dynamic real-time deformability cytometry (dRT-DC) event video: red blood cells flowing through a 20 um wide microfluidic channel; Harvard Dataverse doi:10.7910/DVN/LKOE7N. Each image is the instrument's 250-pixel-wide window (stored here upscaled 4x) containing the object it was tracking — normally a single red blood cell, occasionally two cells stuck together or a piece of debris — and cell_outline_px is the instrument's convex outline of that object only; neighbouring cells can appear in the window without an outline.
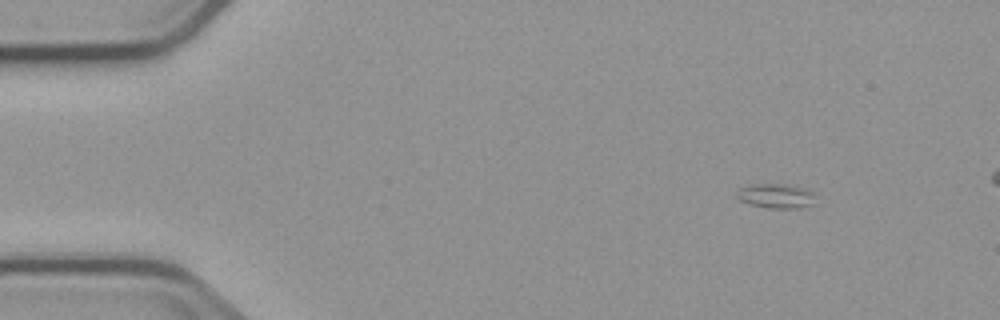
{"species": "common noctule bat (a hibernating species)", "species_latin": "Nyctalus noctula", "temperature_condition": "cold", "stored_images_in_passage": 3, "camera_frame_rate_fps": 3000, "um_per_image_px": 0.085, "animal": {"sex": "male", "body_mass_g": 23.1, "forearm_length_mm": 52.7}, "frame": {"image": 1, "passage_image": 1, "time_ms": 0.0, "image_size_px": [1000, 320], "cell_outline_px": [[812, 204], [796, 208], [768, 208], [748, 204], [740, 200], [736, 196], [740, 188], [756, 184], [784, 184], [804, 188], [812, 192]], "centroid_in_image_um": [65.91, 16.66], "position_along_channel_um": 19.1, "area_um2": 10.92}}